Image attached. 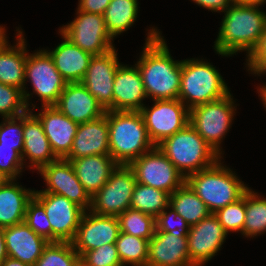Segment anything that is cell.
<instances>
[{"label": "cell", "instance_id": "cell-1", "mask_svg": "<svg viewBox=\"0 0 266 266\" xmlns=\"http://www.w3.org/2000/svg\"><path fill=\"white\" fill-rule=\"evenodd\" d=\"M157 26L146 28L145 43L135 61L148 99H178L182 60H175L162 31Z\"/></svg>", "mask_w": 266, "mask_h": 266}, {"label": "cell", "instance_id": "cell-2", "mask_svg": "<svg viewBox=\"0 0 266 266\" xmlns=\"http://www.w3.org/2000/svg\"><path fill=\"white\" fill-rule=\"evenodd\" d=\"M261 6L234 3L223 12L213 49L220 57L244 52L247 59L260 43L266 29V10Z\"/></svg>", "mask_w": 266, "mask_h": 266}, {"label": "cell", "instance_id": "cell-3", "mask_svg": "<svg viewBox=\"0 0 266 266\" xmlns=\"http://www.w3.org/2000/svg\"><path fill=\"white\" fill-rule=\"evenodd\" d=\"M224 159L222 157L211 167L186 177V183L211 213L237 202L249 188Z\"/></svg>", "mask_w": 266, "mask_h": 266}, {"label": "cell", "instance_id": "cell-4", "mask_svg": "<svg viewBox=\"0 0 266 266\" xmlns=\"http://www.w3.org/2000/svg\"><path fill=\"white\" fill-rule=\"evenodd\" d=\"M109 154L118 165H129L155 147L139 111L107 110Z\"/></svg>", "mask_w": 266, "mask_h": 266}, {"label": "cell", "instance_id": "cell-5", "mask_svg": "<svg viewBox=\"0 0 266 266\" xmlns=\"http://www.w3.org/2000/svg\"><path fill=\"white\" fill-rule=\"evenodd\" d=\"M219 71L204 57L183 59L178 99L190 110L225 97L231 90Z\"/></svg>", "mask_w": 266, "mask_h": 266}, {"label": "cell", "instance_id": "cell-6", "mask_svg": "<svg viewBox=\"0 0 266 266\" xmlns=\"http://www.w3.org/2000/svg\"><path fill=\"white\" fill-rule=\"evenodd\" d=\"M157 146L185 178L211 167L222 158L190 123Z\"/></svg>", "mask_w": 266, "mask_h": 266}, {"label": "cell", "instance_id": "cell-7", "mask_svg": "<svg viewBox=\"0 0 266 266\" xmlns=\"http://www.w3.org/2000/svg\"><path fill=\"white\" fill-rule=\"evenodd\" d=\"M27 48V62L25 65V81L23 95L29 111L36 108L38 104L32 103L35 97L41 102V106H54L67 82L57 71L52 58L43 49L34 50L29 53ZM27 83H30L27 84ZM31 90H28V86Z\"/></svg>", "mask_w": 266, "mask_h": 266}, {"label": "cell", "instance_id": "cell-8", "mask_svg": "<svg viewBox=\"0 0 266 266\" xmlns=\"http://www.w3.org/2000/svg\"><path fill=\"white\" fill-rule=\"evenodd\" d=\"M236 100L230 92L222 99L190 109L191 126L223 158V141L233 126L239 106Z\"/></svg>", "mask_w": 266, "mask_h": 266}, {"label": "cell", "instance_id": "cell-9", "mask_svg": "<svg viewBox=\"0 0 266 266\" xmlns=\"http://www.w3.org/2000/svg\"><path fill=\"white\" fill-rule=\"evenodd\" d=\"M75 18L58 30L83 51L102 55L115 48L114 39L108 33L104 16L87 13L76 8Z\"/></svg>", "mask_w": 266, "mask_h": 266}, {"label": "cell", "instance_id": "cell-10", "mask_svg": "<svg viewBox=\"0 0 266 266\" xmlns=\"http://www.w3.org/2000/svg\"><path fill=\"white\" fill-rule=\"evenodd\" d=\"M136 177L128 165H117L107 182L91 197L90 210L102 216L118 217L130 208Z\"/></svg>", "mask_w": 266, "mask_h": 266}, {"label": "cell", "instance_id": "cell-11", "mask_svg": "<svg viewBox=\"0 0 266 266\" xmlns=\"http://www.w3.org/2000/svg\"><path fill=\"white\" fill-rule=\"evenodd\" d=\"M139 111L155 146L189 124L190 110L179 100H153Z\"/></svg>", "mask_w": 266, "mask_h": 266}, {"label": "cell", "instance_id": "cell-12", "mask_svg": "<svg viewBox=\"0 0 266 266\" xmlns=\"http://www.w3.org/2000/svg\"><path fill=\"white\" fill-rule=\"evenodd\" d=\"M128 166L133 170L136 182L169 194L186 182L185 176L176 169L158 146L145 152Z\"/></svg>", "mask_w": 266, "mask_h": 266}, {"label": "cell", "instance_id": "cell-13", "mask_svg": "<svg viewBox=\"0 0 266 266\" xmlns=\"http://www.w3.org/2000/svg\"><path fill=\"white\" fill-rule=\"evenodd\" d=\"M33 196L46 211L51 224V242H71L85 211L59 194L34 192Z\"/></svg>", "mask_w": 266, "mask_h": 266}, {"label": "cell", "instance_id": "cell-14", "mask_svg": "<svg viewBox=\"0 0 266 266\" xmlns=\"http://www.w3.org/2000/svg\"><path fill=\"white\" fill-rule=\"evenodd\" d=\"M45 182V188L34 192H48L62 195L80 206L84 211L90 210L91 197L78 180L72 164L65 159L43 166L38 172Z\"/></svg>", "mask_w": 266, "mask_h": 266}, {"label": "cell", "instance_id": "cell-15", "mask_svg": "<svg viewBox=\"0 0 266 266\" xmlns=\"http://www.w3.org/2000/svg\"><path fill=\"white\" fill-rule=\"evenodd\" d=\"M228 238V233L218 221L214 213L189 228L188 252L195 266H206L214 259Z\"/></svg>", "mask_w": 266, "mask_h": 266}, {"label": "cell", "instance_id": "cell-16", "mask_svg": "<svg viewBox=\"0 0 266 266\" xmlns=\"http://www.w3.org/2000/svg\"><path fill=\"white\" fill-rule=\"evenodd\" d=\"M120 63L116 47L105 54L94 55L81 80L105 110L113 111L114 76Z\"/></svg>", "mask_w": 266, "mask_h": 266}, {"label": "cell", "instance_id": "cell-17", "mask_svg": "<svg viewBox=\"0 0 266 266\" xmlns=\"http://www.w3.org/2000/svg\"><path fill=\"white\" fill-rule=\"evenodd\" d=\"M120 232L115 216H102L87 210L83 213L74 239L73 248L80 257L87 251L106 244H115Z\"/></svg>", "mask_w": 266, "mask_h": 266}, {"label": "cell", "instance_id": "cell-18", "mask_svg": "<svg viewBox=\"0 0 266 266\" xmlns=\"http://www.w3.org/2000/svg\"><path fill=\"white\" fill-rule=\"evenodd\" d=\"M36 108L31 112L40 120L52 151L58 159H65L72 149L79 124L73 122L55 106H40L39 109L38 105Z\"/></svg>", "mask_w": 266, "mask_h": 266}, {"label": "cell", "instance_id": "cell-19", "mask_svg": "<svg viewBox=\"0 0 266 266\" xmlns=\"http://www.w3.org/2000/svg\"><path fill=\"white\" fill-rule=\"evenodd\" d=\"M24 166L33 173L43 166L55 162V156L40 120L28 111L23 115V152Z\"/></svg>", "mask_w": 266, "mask_h": 266}, {"label": "cell", "instance_id": "cell-20", "mask_svg": "<svg viewBox=\"0 0 266 266\" xmlns=\"http://www.w3.org/2000/svg\"><path fill=\"white\" fill-rule=\"evenodd\" d=\"M148 100L141 74L134 65L119 64L114 76L113 111H140Z\"/></svg>", "mask_w": 266, "mask_h": 266}, {"label": "cell", "instance_id": "cell-21", "mask_svg": "<svg viewBox=\"0 0 266 266\" xmlns=\"http://www.w3.org/2000/svg\"><path fill=\"white\" fill-rule=\"evenodd\" d=\"M54 106L77 124L96 120L106 113L81 82L67 83Z\"/></svg>", "mask_w": 266, "mask_h": 266}, {"label": "cell", "instance_id": "cell-22", "mask_svg": "<svg viewBox=\"0 0 266 266\" xmlns=\"http://www.w3.org/2000/svg\"><path fill=\"white\" fill-rule=\"evenodd\" d=\"M147 266H195L189 257L188 238L155 231L148 244Z\"/></svg>", "mask_w": 266, "mask_h": 266}, {"label": "cell", "instance_id": "cell-23", "mask_svg": "<svg viewBox=\"0 0 266 266\" xmlns=\"http://www.w3.org/2000/svg\"><path fill=\"white\" fill-rule=\"evenodd\" d=\"M107 110L102 117L78 125L67 161L90 155L109 154Z\"/></svg>", "mask_w": 266, "mask_h": 266}, {"label": "cell", "instance_id": "cell-24", "mask_svg": "<svg viewBox=\"0 0 266 266\" xmlns=\"http://www.w3.org/2000/svg\"><path fill=\"white\" fill-rule=\"evenodd\" d=\"M61 43L52 48H43L52 58L57 71L67 83L81 82L93 57L67 39L59 30Z\"/></svg>", "mask_w": 266, "mask_h": 266}, {"label": "cell", "instance_id": "cell-25", "mask_svg": "<svg viewBox=\"0 0 266 266\" xmlns=\"http://www.w3.org/2000/svg\"><path fill=\"white\" fill-rule=\"evenodd\" d=\"M7 256L34 266L49 244L24 222L3 228Z\"/></svg>", "mask_w": 266, "mask_h": 266}, {"label": "cell", "instance_id": "cell-26", "mask_svg": "<svg viewBox=\"0 0 266 266\" xmlns=\"http://www.w3.org/2000/svg\"><path fill=\"white\" fill-rule=\"evenodd\" d=\"M16 28L14 44L8 40L0 48V83L23 90L28 43L22 27Z\"/></svg>", "mask_w": 266, "mask_h": 266}, {"label": "cell", "instance_id": "cell-27", "mask_svg": "<svg viewBox=\"0 0 266 266\" xmlns=\"http://www.w3.org/2000/svg\"><path fill=\"white\" fill-rule=\"evenodd\" d=\"M18 181L8 179L0 186V228L24 222L26 207L35 188H26Z\"/></svg>", "mask_w": 266, "mask_h": 266}, {"label": "cell", "instance_id": "cell-28", "mask_svg": "<svg viewBox=\"0 0 266 266\" xmlns=\"http://www.w3.org/2000/svg\"><path fill=\"white\" fill-rule=\"evenodd\" d=\"M70 163L90 197L100 190L118 165L110 154L81 157L71 160Z\"/></svg>", "mask_w": 266, "mask_h": 266}, {"label": "cell", "instance_id": "cell-29", "mask_svg": "<svg viewBox=\"0 0 266 266\" xmlns=\"http://www.w3.org/2000/svg\"><path fill=\"white\" fill-rule=\"evenodd\" d=\"M139 0H111L103 16L108 33L115 40L134 27L139 17Z\"/></svg>", "mask_w": 266, "mask_h": 266}, {"label": "cell", "instance_id": "cell-30", "mask_svg": "<svg viewBox=\"0 0 266 266\" xmlns=\"http://www.w3.org/2000/svg\"><path fill=\"white\" fill-rule=\"evenodd\" d=\"M169 206L187 222L189 227L211 214L206 204L186 182L170 194Z\"/></svg>", "mask_w": 266, "mask_h": 266}, {"label": "cell", "instance_id": "cell-31", "mask_svg": "<svg viewBox=\"0 0 266 266\" xmlns=\"http://www.w3.org/2000/svg\"><path fill=\"white\" fill-rule=\"evenodd\" d=\"M249 187L245 192L243 238L253 239L266 233V197Z\"/></svg>", "mask_w": 266, "mask_h": 266}, {"label": "cell", "instance_id": "cell-32", "mask_svg": "<svg viewBox=\"0 0 266 266\" xmlns=\"http://www.w3.org/2000/svg\"><path fill=\"white\" fill-rule=\"evenodd\" d=\"M170 194L166 191L136 182L130 208L155 218L169 206Z\"/></svg>", "mask_w": 266, "mask_h": 266}, {"label": "cell", "instance_id": "cell-33", "mask_svg": "<svg viewBox=\"0 0 266 266\" xmlns=\"http://www.w3.org/2000/svg\"><path fill=\"white\" fill-rule=\"evenodd\" d=\"M115 244L123 266H147L149 240L119 232Z\"/></svg>", "mask_w": 266, "mask_h": 266}, {"label": "cell", "instance_id": "cell-34", "mask_svg": "<svg viewBox=\"0 0 266 266\" xmlns=\"http://www.w3.org/2000/svg\"><path fill=\"white\" fill-rule=\"evenodd\" d=\"M120 232L149 240L156 230L155 217L134 209H127L118 217Z\"/></svg>", "mask_w": 266, "mask_h": 266}, {"label": "cell", "instance_id": "cell-35", "mask_svg": "<svg viewBox=\"0 0 266 266\" xmlns=\"http://www.w3.org/2000/svg\"><path fill=\"white\" fill-rule=\"evenodd\" d=\"M79 259L71 242H49L34 266H75Z\"/></svg>", "mask_w": 266, "mask_h": 266}, {"label": "cell", "instance_id": "cell-36", "mask_svg": "<svg viewBox=\"0 0 266 266\" xmlns=\"http://www.w3.org/2000/svg\"><path fill=\"white\" fill-rule=\"evenodd\" d=\"M28 111L22 89L0 83V117H19Z\"/></svg>", "mask_w": 266, "mask_h": 266}, {"label": "cell", "instance_id": "cell-37", "mask_svg": "<svg viewBox=\"0 0 266 266\" xmlns=\"http://www.w3.org/2000/svg\"><path fill=\"white\" fill-rule=\"evenodd\" d=\"M214 215L217 217L224 230L228 233H238L243 236L245 224V193L237 202L229 204L217 210Z\"/></svg>", "mask_w": 266, "mask_h": 266}, {"label": "cell", "instance_id": "cell-38", "mask_svg": "<svg viewBox=\"0 0 266 266\" xmlns=\"http://www.w3.org/2000/svg\"><path fill=\"white\" fill-rule=\"evenodd\" d=\"M24 223L37 235L51 242V224L44 206L34 196L27 204Z\"/></svg>", "mask_w": 266, "mask_h": 266}, {"label": "cell", "instance_id": "cell-39", "mask_svg": "<svg viewBox=\"0 0 266 266\" xmlns=\"http://www.w3.org/2000/svg\"><path fill=\"white\" fill-rule=\"evenodd\" d=\"M0 144L13 147L20 155L23 152V115L13 118H1Z\"/></svg>", "mask_w": 266, "mask_h": 266}, {"label": "cell", "instance_id": "cell-40", "mask_svg": "<svg viewBox=\"0 0 266 266\" xmlns=\"http://www.w3.org/2000/svg\"><path fill=\"white\" fill-rule=\"evenodd\" d=\"M156 230L167 232L176 237H187L189 225L176 211L168 206L156 218Z\"/></svg>", "mask_w": 266, "mask_h": 266}, {"label": "cell", "instance_id": "cell-41", "mask_svg": "<svg viewBox=\"0 0 266 266\" xmlns=\"http://www.w3.org/2000/svg\"><path fill=\"white\" fill-rule=\"evenodd\" d=\"M80 259L88 266H123L117 253L116 244H106L89 250Z\"/></svg>", "mask_w": 266, "mask_h": 266}, {"label": "cell", "instance_id": "cell-42", "mask_svg": "<svg viewBox=\"0 0 266 266\" xmlns=\"http://www.w3.org/2000/svg\"><path fill=\"white\" fill-rule=\"evenodd\" d=\"M25 170L22 156L13 147L0 144V172L8 179H20Z\"/></svg>", "mask_w": 266, "mask_h": 266}, {"label": "cell", "instance_id": "cell-43", "mask_svg": "<svg viewBox=\"0 0 266 266\" xmlns=\"http://www.w3.org/2000/svg\"><path fill=\"white\" fill-rule=\"evenodd\" d=\"M246 62V63H245ZM244 68L255 77L266 76V29L256 49L245 59Z\"/></svg>", "mask_w": 266, "mask_h": 266}, {"label": "cell", "instance_id": "cell-44", "mask_svg": "<svg viewBox=\"0 0 266 266\" xmlns=\"http://www.w3.org/2000/svg\"><path fill=\"white\" fill-rule=\"evenodd\" d=\"M194 5L196 4L203 9L211 11L212 13H219L220 15L225 12L230 5L234 4V0H189Z\"/></svg>", "mask_w": 266, "mask_h": 266}, {"label": "cell", "instance_id": "cell-45", "mask_svg": "<svg viewBox=\"0 0 266 266\" xmlns=\"http://www.w3.org/2000/svg\"><path fill=\"white\" fill-rule=\"evenodd\" d=\"M111 0H78L77 9L103 15Z\"/></svg>", "mask_w": 266, "mask_h": 266}, {"label": "cell", "instance_id": "cell-46", "mask_svg": "<svg viewBox=\"0 0 266 266\" xmlns=\"http://www.w3.org/2000/svg\"><path fill=\"white\" fill-rule=\"evenodd\" d=\"M256 94H258V97H260L259 99H260V103H262L263 104V109L266 111V82L264 83H262V85L261 84H259L258 85V83H257V86H256Z\"/></svg>", "mask_w": 266, "mask_h": 266}, {"label": "cell", "instance_id": "cell-47", "mask_svg": "<svg viewBox=\"0 0 266 266\" xmlns=\"http://www.w3.org/2000/svg\"><path fill=\"white\" fill-rule=\"evenodd\" d=\"M7 257L3 228H0V265Z\"/></svg>", "mask_w": 266, "mask_h": 266}, {"label": "cell", "instance_id": "cell-48", "mask_svg": "<svg viewBox=\"0 0 266 266\" xmlns=\"http://www.w3.org/2000/svg\"><path fill=\"white\" fill-rule=\"evenodd\" d=\"M234 3L241 5H254V6H263L266 4V0H234Z\"/></svg>", "mask_w": 266, "mask_h": 266}, {"label": "cell", "instance_id": "cell-49", "mask_svg": "<svg viewBox=\"0 0 266 266\" xmlns=\"http://www.w3.org/2000/svg\"><path fill=\"white\" fill-rule=\"evenodd\" d=\"M0 266H31L17 259L7 257Z\"/></svg>", "mask_w": 266, "mask_h": 266}, {"label": "cell", "instance_id": "cell-50", "mask_svg": "<svg viewBox=\"0 0 266 266\" xmlns=\"http://www.w3.org/2000/svg\"><path fill=\"white\" fill-rule=\"evenodd\" d=\"M7 28L5 25H0V48L10 39L9 36H7Z\"/></svg>", "mask_w": 266, "mask_h": 266}, {"label": "cell", "instance_id": "cell-51", "mask_svg": "<svg viewBox=\"0 0 266 266\" xmlns=\"http://www.w3.org/2000/svg\"><path fill=\"white\" fill-rule=\"evenodd\" d=\"M8 178L0 172V186L3 185Z\"/></svg>", "mask_w": 266, "mask_h": 266}, {"label": "cell", "instance_id": "cell-52", "mask_svg": "<svg viewBox=\"0 0 266 266\" xmlns=\"http://www.w3.org/2000/svg\"><path fill=\"white\" fill-rule=\"evenodd\" d=\"M75 266H88L85 262H83L81 259L76 263Z\"/></svg>", "mask_w": 266, "mask_h": 266}]
</instances>
